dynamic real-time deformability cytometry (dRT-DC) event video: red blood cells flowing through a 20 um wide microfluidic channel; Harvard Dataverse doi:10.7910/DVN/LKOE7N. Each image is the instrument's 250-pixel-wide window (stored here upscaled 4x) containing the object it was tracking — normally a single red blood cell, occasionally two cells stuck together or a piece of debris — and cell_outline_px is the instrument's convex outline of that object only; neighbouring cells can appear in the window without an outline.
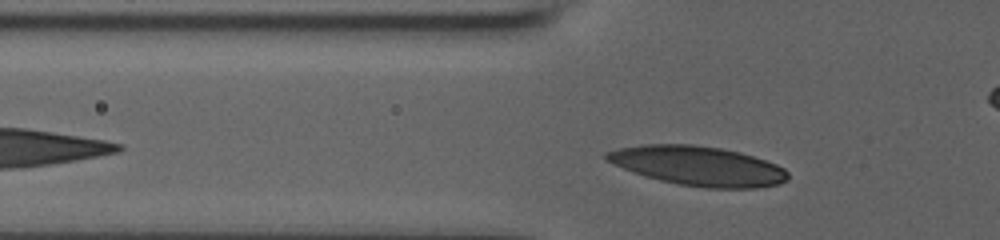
{"species": "human", "species_latin": "Homo sapiens", "temperature_condition": "room temperature", "stored_images_in_passage": 31, "camera_frame_rate_fps": 3000, "um_per_image_px": 0.085, "donor": {"sex": "male"}, "frame": {"image": 1, "passage_image": 3, "time_ms": 0.667, "image_size_px": [1000, 240], "cell_outline_px": [[788, 180], [780, 184], [756, 188], [704, 188], [676, 184], [660, 180], [624, 168], [604, 160], [604, 152], [616, 148], [644, 144], [692, 144], [720, 148], [740, 152], [776, 164], [784, 168], [788, 172]], "centroid_in_image_um": [59.34, 14.1], "position_along_channel_um": 66.5, "area_um2": 41.73}}
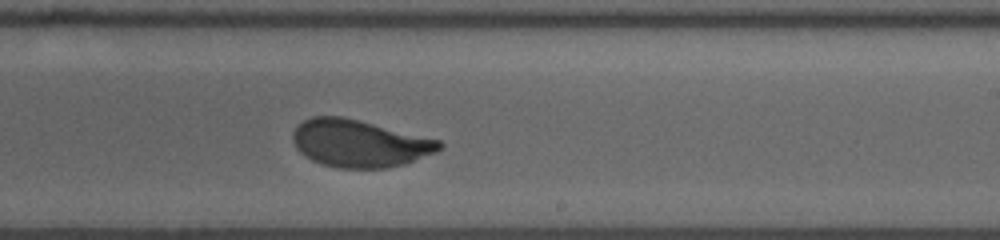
{"frame": {"image": 2, "passage_image": 19, "time_ms": 6.0, "image_size_px": [1000, 240], "cell_outline_px": [[444, 148], [436, 152], [404, 164], [388, 168], [336, 168], [320, 164], [312, 160], [300, 152], [296, 148], [292, 140], [292, 132], [304, 120], [312, 116], [340, 116], [440, 140], [444, 144]], "centroid_in_image_um": [30.54, 12.2], "position_along_channel_um": 258.5, "area_um2": 40.29}}
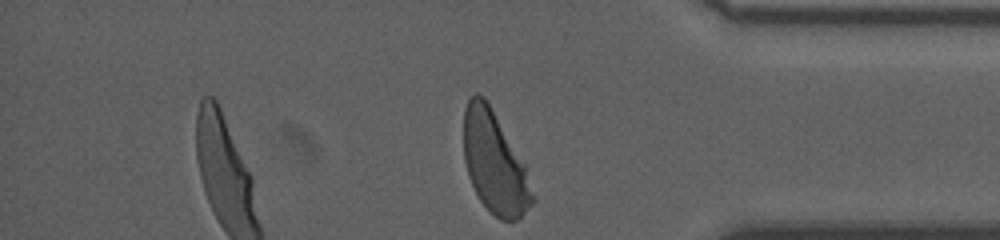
{"frame": {"image": 3, "passage_image": 31, "time_ms": 10.0, "image_size_px": [1000, 240], "cell_outline_px": [[536, 200], [516, 220], [500, 220], [480, 200], [468, 176], [464, 160], [464, 108], [468, 100], [476, 92], [484, 96], [524, 164]], "centroid_in_image_um": [42.02, 13.83], "position_along_channel_um": 393.2, "area_um2": 39.94}, "authors_computed_cell_mechanics": {"area_um2": 40.9224, "velocity_mm_per_s": 3.699, "shape_relaxation_time_tau1_ms": 3.5291, "shape_relaxation_time_tau2_ms": null, "deformation_change_tau1": 0.1652, "deformation_change_tau2": null}}